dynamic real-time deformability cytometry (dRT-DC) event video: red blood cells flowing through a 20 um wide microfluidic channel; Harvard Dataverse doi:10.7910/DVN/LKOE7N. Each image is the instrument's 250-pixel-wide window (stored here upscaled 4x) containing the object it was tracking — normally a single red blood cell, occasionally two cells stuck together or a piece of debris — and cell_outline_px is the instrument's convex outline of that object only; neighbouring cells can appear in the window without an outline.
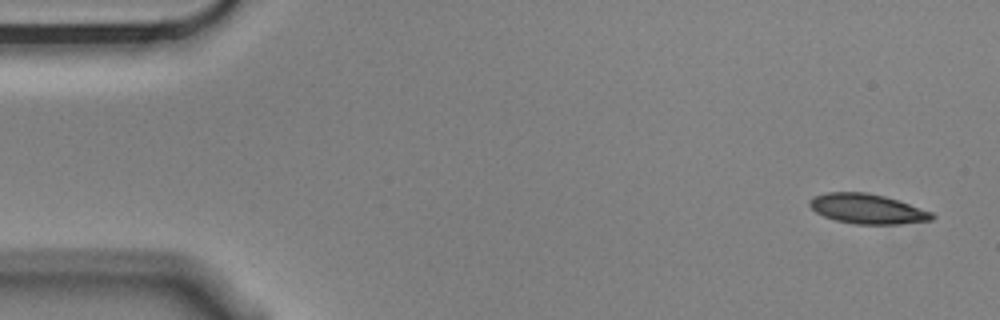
{"species": "Egyptian fruit bat (a non-hibernating species)", "species_latin": "Rousettus aegyptiacus", "temperature_condition": "cold", "stored_images_in_passage": 4, "camera_frame_rate_fps": 3000, "um_per_image_px": 0.085, "animal": {"sex": "male"}, "frame": {"image": 1, "passage_image": 1, "time_ms": 0.0, "image_size_px": [1000, 320], "cell_outline_px": [[936, 216], [932, 220], [900, 224], [856, 224], [836, 220], [824, 216], [816, 212], [808, 204], [808, 200], [816, 196], [828, 192], [868, 192], [900, 200], [932, 212]], "centroid_in_image_um": [73.75, 17.75], "position_along_channel_um": 11.2, "area_um2": 21.33}}